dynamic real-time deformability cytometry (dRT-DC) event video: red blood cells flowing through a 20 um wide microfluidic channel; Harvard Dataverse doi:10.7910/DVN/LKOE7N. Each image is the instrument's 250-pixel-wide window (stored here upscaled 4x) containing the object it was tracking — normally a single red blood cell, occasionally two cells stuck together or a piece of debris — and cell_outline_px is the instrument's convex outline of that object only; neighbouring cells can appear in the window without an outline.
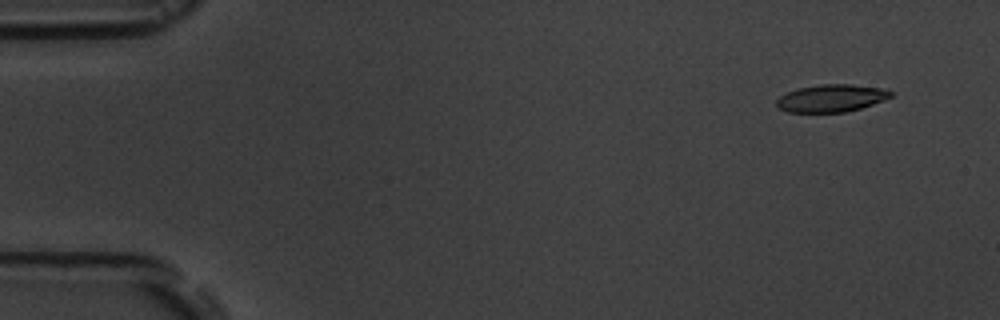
{"species": "common noctule bat (a hibernating species)", "species_latin": "Nyctalus noctula", "temperature_condition": "room temperature", "stored_images_in_passage": 16, "camera_frame_rate_fps": 3000, "um_per_image_px": 0.085, "animal": {"sex": "male", "body_mass_g": 19.5, "forearm_length_mm": 54.6}, "frame": {"image": 1, "passage_image": 1, "time_ms": 0.0, "image_size_px": [1000, 320], "cell_outline_px": [[892, 96], [884, 100], [860, 108], [844, 112], [788, 112], [780, 108], [776, 104], [776, 100], [780, 96], [796, 88], [820, 84], [852, 84], [888, 88], [892, 92]], "centroid_in_image_um": [70.69, 8.33], "position_along_channel_um": 14.3, "area_um2": 18.38}}
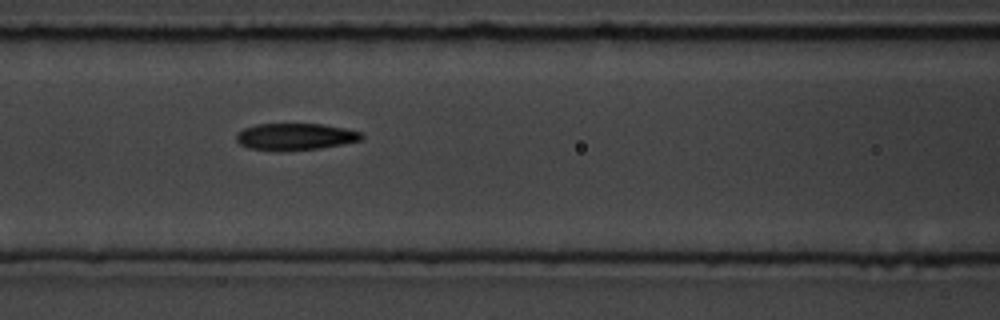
{"frame": {"image": 2, "passage_image": 7, "time_ms": 6.667, "image_size_px": [1000, 320], "cell_outline_px": [[364, 136], [360, 140], [320, 148], [248, 148], [240, 144], [236, 140], [236, 132], [244, 128], [256, 124], [324, 124], [344, 128], [360, 132]], "centroid_in_image_um": [25.09, 11.56], "position_along_channel_um": 141.5, "area_um2": 18.67}}
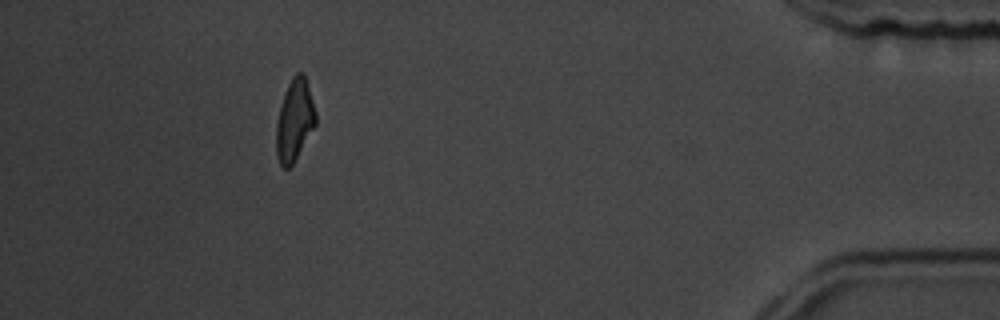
{"frame": {"image": 3, "passage_image": 15, "time_ms": 15.667, "image_size_px": [1000, 320], "cell_outline_px": [[316, 124], [292, 164], [288, 168], [284, 168], [280, 164], [276, 156], [276, 124], [284, 92], [292, 76], [296, 72], [304, 72], [316, 112]], "centroid_in_image_um": [25.03, 10.19], "position_along_channel_um": 410.2, "area_um2": 18.67}, "authors_computed_cell_mechanics": {"area_um2": 19.4208, "velocity_mm_per_s": 3.6278, "shape_relaxation_time_tau1_ms": 2.5711, "shape_relaxation_time_tau2_ms": 0.7532, "deformation_change_tau1": 0.123, "deformation_change_tau2": 0.0828}}